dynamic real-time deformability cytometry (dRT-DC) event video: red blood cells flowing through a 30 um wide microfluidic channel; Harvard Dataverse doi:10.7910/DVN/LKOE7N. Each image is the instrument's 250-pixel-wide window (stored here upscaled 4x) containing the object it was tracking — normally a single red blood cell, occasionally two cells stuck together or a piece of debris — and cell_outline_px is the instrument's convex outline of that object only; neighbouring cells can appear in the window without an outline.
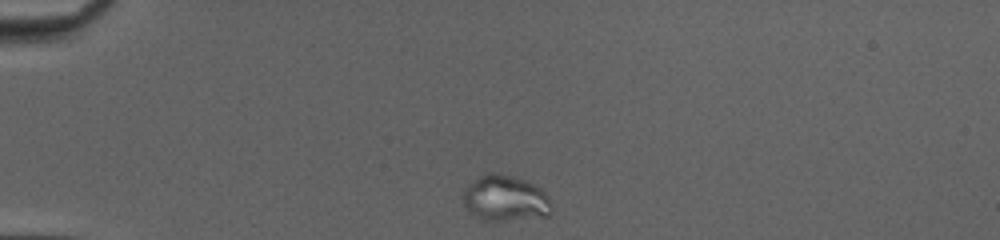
{"species": "common noctule bat (a hibernating species)", "species_latin": "Nyctalus noctula", "temperature_condition": "cold", "stored_images_in_passage": 40, "camera_frame_rate_fps": 3000, "um_per_image_px": 0.085, "animal": {"sex": "female", "body_mass_g": 20.0, "forearm_length_mm": 54.0}, "frame": {"image": 1, "passage_image": 1, "time_ms": 0.0, "image_size_px": [1000, 240], "cell_outline_px": [[548, 216], [504, 220], [480, 220], [468, 212], [460, 196], [468, 184], [472, 180], [488, 172], [500, 172], [524, 180], [540, 188], [548, 196]], "centroid_in_image_um": [42.84, 16.84], "position_along_channel_um": 42.2, "area_um2": 23.58}}
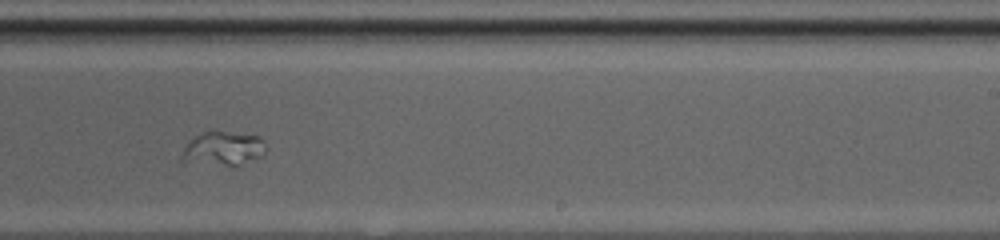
{"frame": {"image": 2, "passage_image": 22, "time_ms": 7.0, "image_size_px": [1000, 240], "cell_outline_px": [[264, 152], [260, 156], [232, 168], [180, 164], [180, 156], [184, 148], [196, 136], [212, 128], [260, 136], [264, 140]], "centroid_in_image_um": [18.88, 12.67], "position_along_channel_um": 270.1, "area_um2": 17.86}}
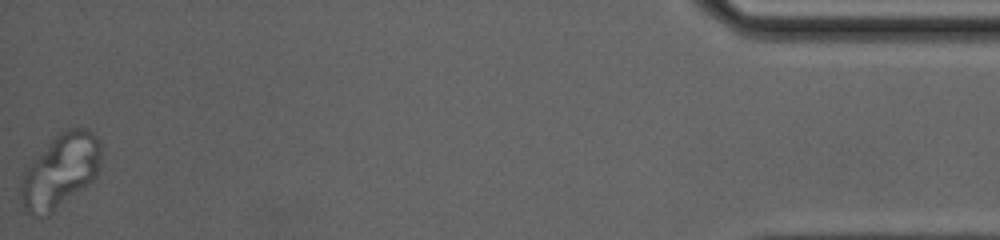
{"frame": {"image": 3, "passage_image": 40, "time_ms": 13.0, "image_size_px": [1000, 240], "cell_outline_px": [[100, 168], [96, 176], [92, 180], [48, 216], [40, 220], [24, 212], [20, 200], [20, 184], [24, 168], [60, 132], [68, 128], [88, 128], [96, 136], [100, 144]], "centroid_in_image_um": [5.07, 14.59], "position_along_channel_um": 430.1, "area_um2": 34.8}}